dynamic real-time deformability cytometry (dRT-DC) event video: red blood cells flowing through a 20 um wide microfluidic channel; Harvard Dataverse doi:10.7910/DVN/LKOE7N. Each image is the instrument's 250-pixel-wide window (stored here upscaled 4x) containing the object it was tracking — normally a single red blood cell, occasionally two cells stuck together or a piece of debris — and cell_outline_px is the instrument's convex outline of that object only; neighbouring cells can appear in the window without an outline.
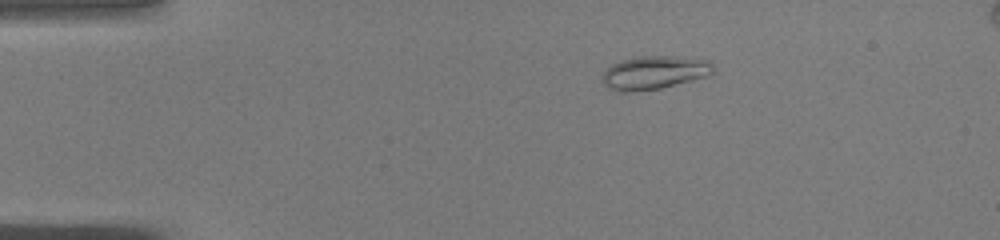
{"species": "common noctule bat (a hibernating species)", "species_latin": "Nyctalus noctula", "temperature_condition": "warm", "stored_images_in_passage": 46, "camera_frame_rate_fps": 3000, "um_per_image_px": 0.085, "animal": {"sex": "male", "body_mass_g": 19.0, "forearm_length_mm": 50.8}, "frame": {"image": 1, "passage_image": 5, "time_ms": 1.333, "image_size_px": [1000, 240], "cell_outline_px": [[712, 72], [708, 76], [660, 88], [632, 92], [620, 92], [608, 88], [600, 80], [600, 76], [612, 64], [636, 56], [684, 56], [712, 60]], "centroid_in_image_um": [55.6, 6.16], "position_along_channel_um": 29.4, "area_um2": 21.79}}
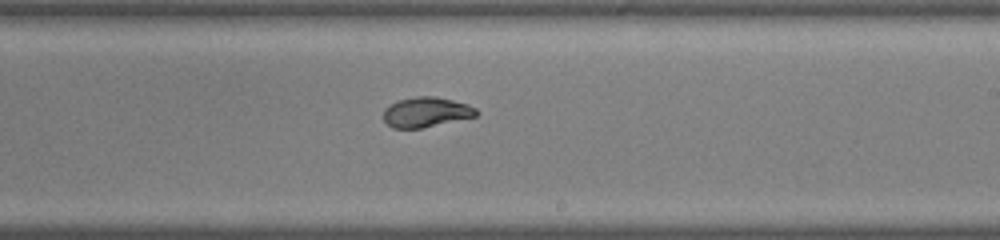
{"frame": {"image": 2, "passage_image": 26, "time_ms": 8.333, "image_size_px": [1000, 240], "cell_outline_px": [[480, 112], [476, 116], [420, 128], [392, 128], [384, 120], [384, 108], [388, 104], [400, 100], [416, 96], [436, 96], [468, 104], [476, 108]], "centroid_in_image_um": [36.22, 9.52], "position_along_channel_um": 252.8, "area_um2": 16.18}}
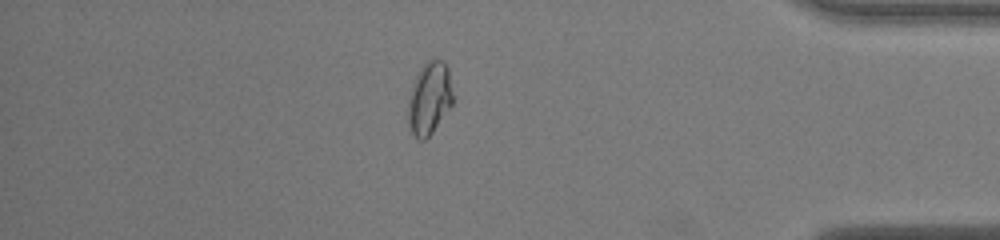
{"frame": {"image": 3, "passage_image": 39, "time_ms": 12.667, "image_size_px": [1000, 240], "cell_outline_px": [[452, 104], [432, 132], [424, 140], [420, 140], [412, 132], [408, 124], [408, 96], [416, 76], [420, 68], [428, 60], [444, 60], [448, 68], [452, 96]], "centroid_in_image_um": [36.48, 8.34], "position_along_channel_um": 398.7, "area_um2": 18.61}}